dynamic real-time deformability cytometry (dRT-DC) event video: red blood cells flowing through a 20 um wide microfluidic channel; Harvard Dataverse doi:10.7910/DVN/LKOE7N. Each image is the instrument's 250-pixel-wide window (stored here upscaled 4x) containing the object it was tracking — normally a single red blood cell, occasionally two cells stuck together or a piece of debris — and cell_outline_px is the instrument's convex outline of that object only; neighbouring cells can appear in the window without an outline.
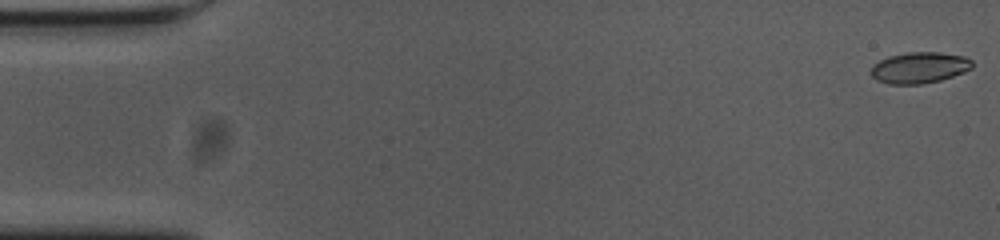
{"species": "common noctule bat (a hibernating species)", "species_latin": "Nyctalus noctula", "temperature_condition": "cold", "stored_images_in_passage": 56, "camera_frame_rate_fps": 3000, "um_per_image_px": 0.085, "animal": {"sex": "female", "body_mass_g": 23.0, "forearm_length_mm": 53.4}, "frame": {"image": 1, "passage_image": 1, "time_ms": 0.0, "image_size_px": [1000, 240], "cell_outline_px": [[972, 68], [964, 72], [940, 80], [920, 84], [888, 84], [876, 80], [868, 72], [872, 64], [888, 56], [908, 52], [940, 52], [964, 56], [972, 60]], "centroid_in_image_um": [78.1, 5.75], "position_along_channel_um": 6.9, "area_um2": 18.55}}
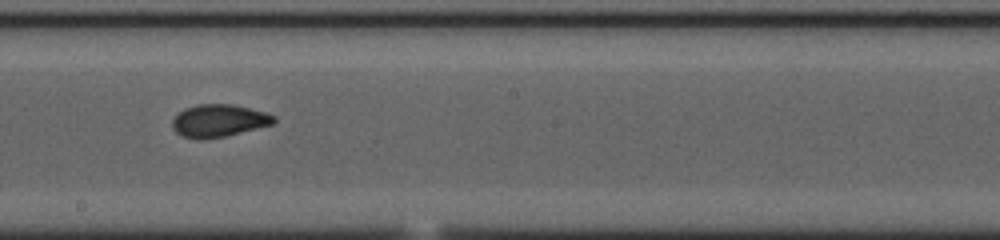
{"frame": {"image": 2, "passage_image": 31, "time_ms": 10.0, "image_size_px": [1000, 240], "cell_outline_px": [[276, 120], [272, 124], [224, 136], [200, 140], [196, 140], [180, 136], [172, 128], [172, 120], [176, 112], [184, 108], [196, 104], [232, 104], [264, 112], [276, 116]], "centroid_in_image_um": [18.51, 10.26], "position_along_channel_um": 229.7, "area_um2": 19.36}}
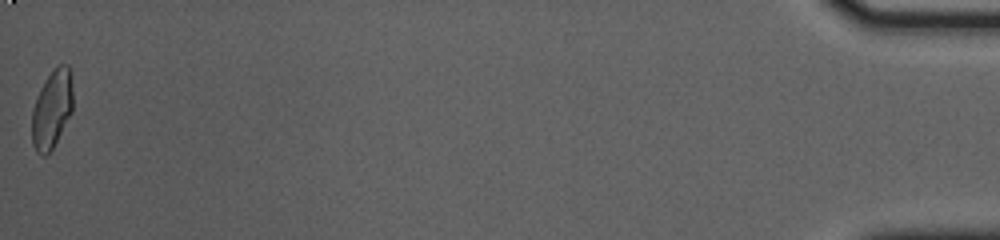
{"frame": {"image": 3, "passage_image": 56, "time_ms": 18.333, "image_size_px": [1000, 240], "cell_outline_px": [[72, 112], [52, 148], [44, 156], [40, 156], [36, 152], [32, 144], [32, 108], [40, 88], [44, 80], [60, 64], [68, 64], [72, 92]], "centroid_in_image_um": [4.39, 9.31], "position_along_channel_um": 430.8, "area_um2": 18.44}, "authors_computed_cell_mechanics": {"area_um2": 18.9006, "velocity_mm_per_s": 3.6448, "shape_relaxation_time_tau1_ms": 5.4431, "shape_relaxation_time_tau2_ms": 1.3218, "deformation_change_tau1": 0.1934, "deformation_change_tau2": 0.0663}}